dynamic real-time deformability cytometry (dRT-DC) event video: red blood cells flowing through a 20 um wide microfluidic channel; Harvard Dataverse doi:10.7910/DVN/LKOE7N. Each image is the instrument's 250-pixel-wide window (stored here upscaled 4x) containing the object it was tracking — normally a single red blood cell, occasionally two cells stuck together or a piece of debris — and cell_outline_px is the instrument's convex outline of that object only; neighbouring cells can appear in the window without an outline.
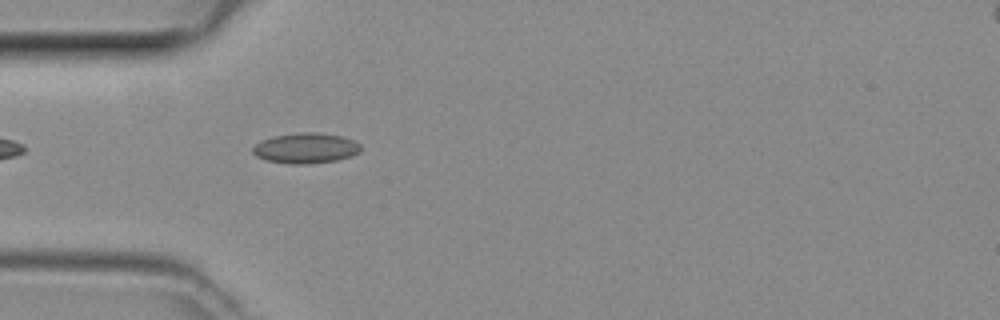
{"species": "common noctule bat (a hibernating species)", "species_latin": "Nyctalus noctula", "temperature_condition": "room temperature", "stored_images_in_passage": 35, "camera_frame_rate_fps": 3000, "um_per_image_px": 0.085, "animal": {"sex": "female", "body_mass_g": 29.2, "forearm_length_mm": 56.3}, "frame": {"image": 1, "passage_image": 1, "time_ms": 0.0, "image_size_px": [1000, 320], "cell_outline_px": [[360, 152], [352, 156], [336, 160], [308, 164], [292, 164], [268, 160], [256, 156], [252, 152], [252, 148], [260, 140], [272, 136], [300, 132], [316, 132], [340, 136], [352, 140], [360, 144]], "centroid_in_image_um": [25.97, 12.59], "position_along_channel_um": 59.0, "area_um2": 19.07}}
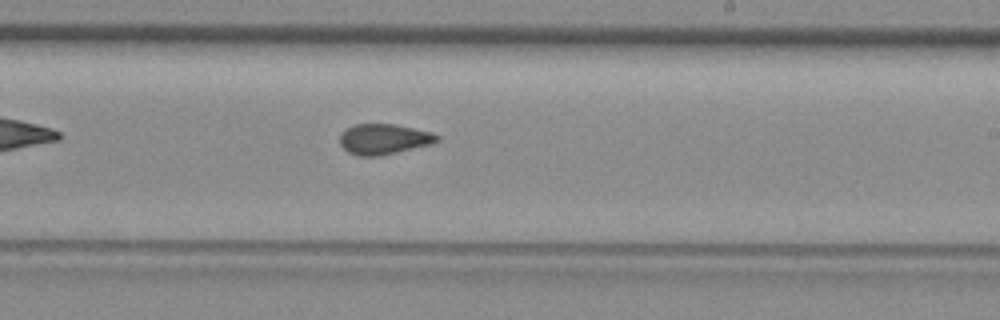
{"frame": {"image": 2, "passage_image": 15, "time_ms": 4.667, "image_size_px": [1000, 320], "cell_outline_px": [[440, 140], [432, 144], [380, 156], [356, 156], [348, 152], [340, 144], [340, 136], [348, 128], [356, 124], [392, 124], [432, 132], [440, 136]], "centroid_in_image_um": [32.65, 11.84], "position_along_channel_um": 256.3, "area_um2": 17.17}}
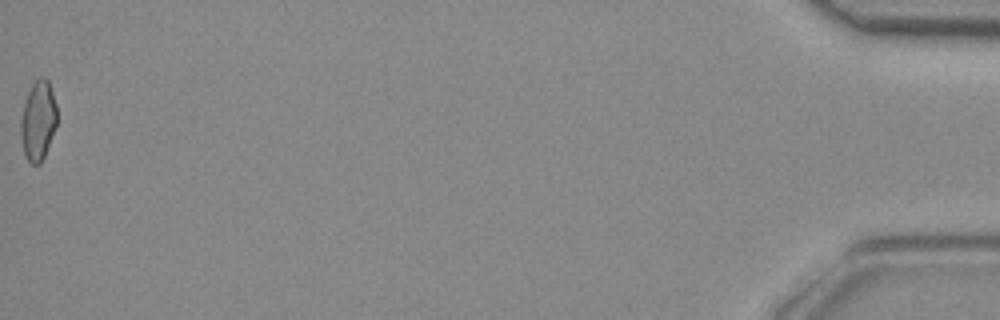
{"frame": {"image": 3, "passage_image": 35, "time_ms": 11.333, "image_size_px": [1000, 320], "cell_outline_px": [[56, 124], [44, 156], [40, 164], [32, 164], [24, 156], [20, 132], [20, 120], [24, 104], [28, 92], [32, 84], [40, 76], [44, 76], [48, 80], [56, 104]], "centroid_in_image_um": [3.22, 10.24], "position_along_channel_um": 432.0, "area_um2": 16.65}}